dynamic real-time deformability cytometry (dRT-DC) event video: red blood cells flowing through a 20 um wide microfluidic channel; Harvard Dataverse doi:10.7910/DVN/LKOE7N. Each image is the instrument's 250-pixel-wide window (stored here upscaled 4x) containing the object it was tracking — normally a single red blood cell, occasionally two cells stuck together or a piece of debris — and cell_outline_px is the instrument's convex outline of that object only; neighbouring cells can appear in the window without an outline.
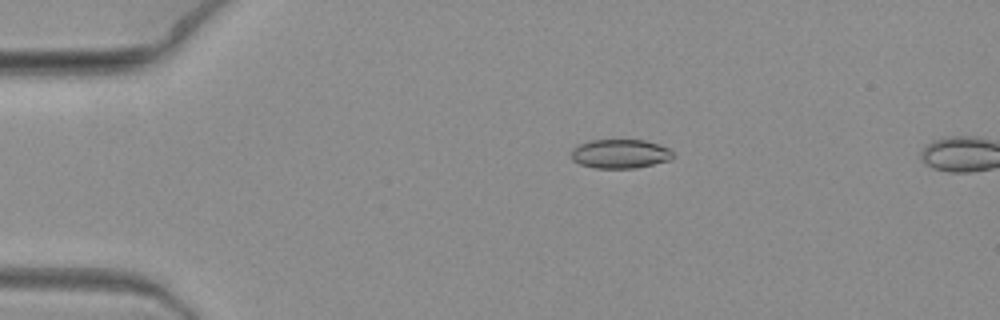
{"species": "common noctule bat (a hibernating species)", "species_latin": "Nyctalus noctula", "temperature_condition": "warm", "stored_images_in_passage": 6, "camera_frame_rate_fps": 3000, "um_per_image_px": 0.085, "animal": {"sex": "female", "body_mass_g": 19.3, "forearm_length_mm": 54.1}, "frame": {"image": 1, "passage_image": 1, "time_ms": 0.0, "image_size_px": [1000, 320], "cell_outline_px": [[676, 156], [672, 160], [636, 168], [596, 168], [580, 164], [572, 160], [572, 148], [576, 144], [588, 140], [644, 140], [660, 144], [668, 148]], "centroid_in_image_um": [52.73, 13.07], "position_along_channel_um": 32.3, "area_um2": 17.51}}
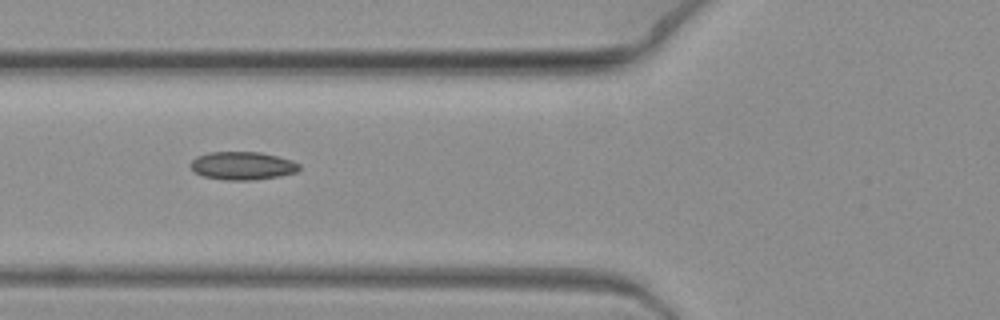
{"frame": {"image": 2, "passage_image": 5, "time_ms": 1.333, "image_size_px": [1000, 320], "cell_outline_px": [[300, 168], [296, 172], [276, 176], [252, 180], [224, 180], [204, 176], [196, 172], [192, 168], [192, 160], [196, 156], [208, 152], [260, 152], [292, 160], [300, 164]], "centroid_in_image_um": [20.61, 14.08], "position_along_channel_um": 105.2, "area_um2": 17.57}}
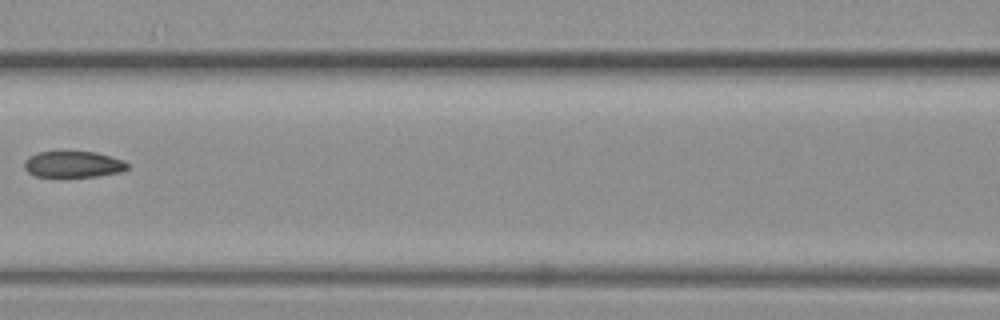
{"frame": {"image": 3, "passage_image": 6, "time_ms": 1.667, "image_size_px": [1000, 320], "cell_outline_px": [[128, 168], [120, 172], [96, 176], [36, 176], [28, 172], [24, 168], [24, 160], [28, 156], [36, 152], [96, 152], [124, 160], [128, 164]], "centroid_in_image_um": [6.2, 13.96], "position_along_channel_um": 160.4, "area_um2": 15.66}}